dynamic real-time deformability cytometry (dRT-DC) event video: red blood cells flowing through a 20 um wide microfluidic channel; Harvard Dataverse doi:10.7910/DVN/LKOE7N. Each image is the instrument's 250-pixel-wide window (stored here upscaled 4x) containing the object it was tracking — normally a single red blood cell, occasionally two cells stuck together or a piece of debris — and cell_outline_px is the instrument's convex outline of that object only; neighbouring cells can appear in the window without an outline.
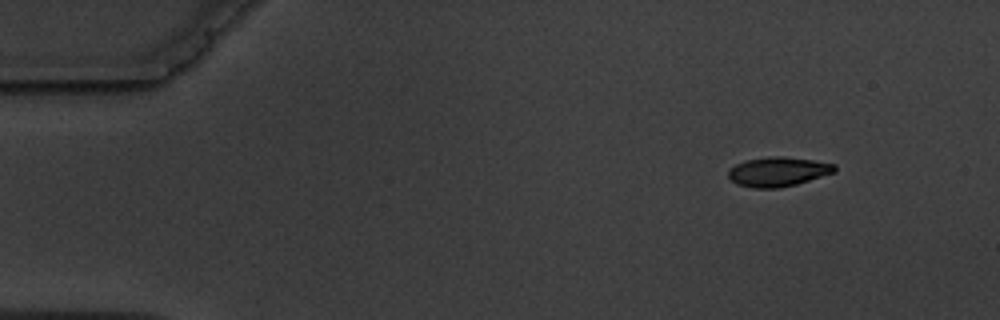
{"species": "common noctule bat (a hibernating species)", "species_latin": "Nyctalus noctula", "temperature_condition": "warm", "stored_images_in_passage": 4, "camera_frame_rate_fps": 3000, "um_per_image_px": 0.085, "animal": {"sex": "male", "body_mass_g": 19.5, "forearm_length_mm": 54.6}, "frame": {"image": 1, "passage_image": 1, "time_ms": 0.0, "image_size_px": [1000, 320], "cell_outline_px": [[836, 172], [796, 184], [780, 188], [752, 188], [736, 184], [728, 176], [728, 168], [744, 160], [768, 156], [784, 156], [812, 160], [836, 164]], "centroid_in_image_um": [66.11, 14.59], "position_along_channel_um": 18.9, "area_um2": 18.44}}
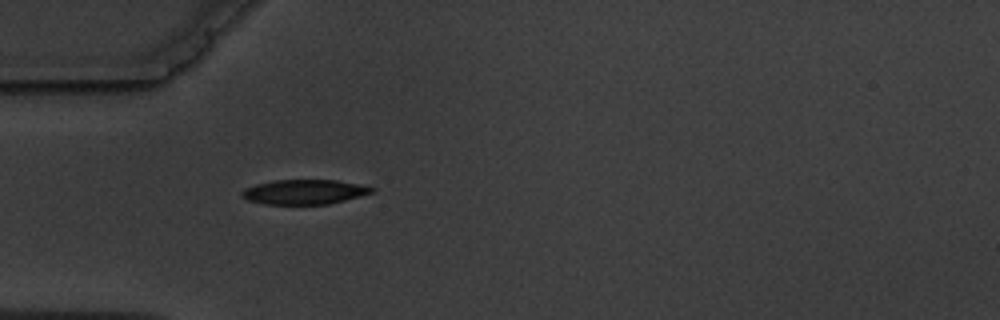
{"frame": {"image": 2, "passage_image": 4, "time_ms": 3.667, "image_size_px": [1000, 320], "cell_outline_px": [[376, 188], [372, 192], [360, 196], [328, 204], [264, 204], [248, 200], [240, 196], [240, 192], [244, 188], [256, 184], [276, 180], [336, 180]], "centroid_in_image_um": [25.81, 16.31], "position_along_channel_um": 59.2, "area_um2": 18.55}}